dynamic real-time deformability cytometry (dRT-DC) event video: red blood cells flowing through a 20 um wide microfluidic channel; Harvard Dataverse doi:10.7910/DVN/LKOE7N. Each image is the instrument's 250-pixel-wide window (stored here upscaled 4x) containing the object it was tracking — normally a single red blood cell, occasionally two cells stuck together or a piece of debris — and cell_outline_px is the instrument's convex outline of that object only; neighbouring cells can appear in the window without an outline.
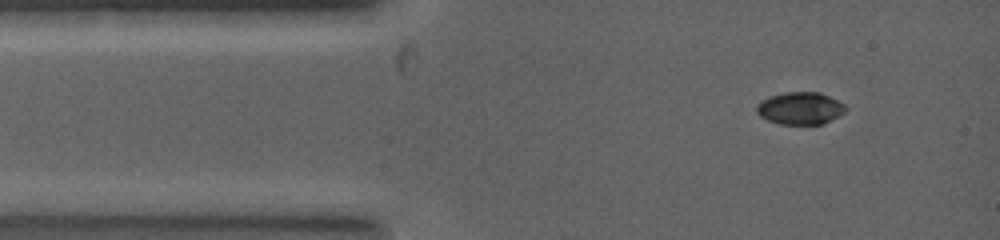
{"species": "common noctule bat (a hibernating species)", "species_latin": "Nyctalus noctula", "temperature_condition": "warm", "stored_images_in_passage": 2, "camera_frame_rate_fps": 5000, "um_per_image_px": 0.085, "animal": {"sex": "female", "body_mass_g": 19.0, "forearm_length_mm": 53.3}, "frame": {"image": 1, "passage_image": 1, "time_ms": 0.0, "image_size_px": [1000, 240], "cell_outline_px": [[848, 108], [844, 112], [824, 124], [780, 124], [768, 120], [760, 116], [756, 112], [756, 104], [760, 100], [768, 96], [784, 92], [820, 92], [844, 104]], "centroid_in_image_um": [67.98, 9.19], "position_along_channel_um": 17.0, "area_um2": 16.88}}